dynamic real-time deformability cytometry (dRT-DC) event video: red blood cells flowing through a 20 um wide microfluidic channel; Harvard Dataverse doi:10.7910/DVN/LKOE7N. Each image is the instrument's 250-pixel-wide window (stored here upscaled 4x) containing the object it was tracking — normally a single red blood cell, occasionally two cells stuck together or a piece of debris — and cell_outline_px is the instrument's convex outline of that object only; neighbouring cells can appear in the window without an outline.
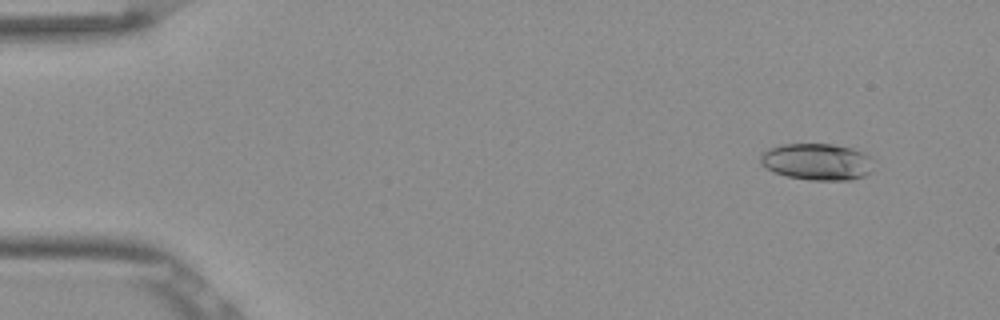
{"species": "Egyptian fruit bat (a non-hibernating species)", "species_latin": "Rousettus aegyptiacus", "temperature_condition": "room temperature", "stored_images_in_passage": 53, "camera_frame_rate_fps": 3000, "um_per_image_px": 0.085, "frame": {"image": 1, "passage_image": 5, "time_ms": 1.333, "image_size_px": [1000, 320], "cell_outline_px": [[868, 172], [864, 176], [852, 180], [812, 180], [788, 176], [776, 172], [760, 164], [760, 156], [768, 148], [784, 144], [832, 144], [852, 148], [864, 152], [868, 156]], "centroid_in_image_um": [69.39, 13.74], "position_along_channel_um": 15.6, "area_um2": 23.7}}
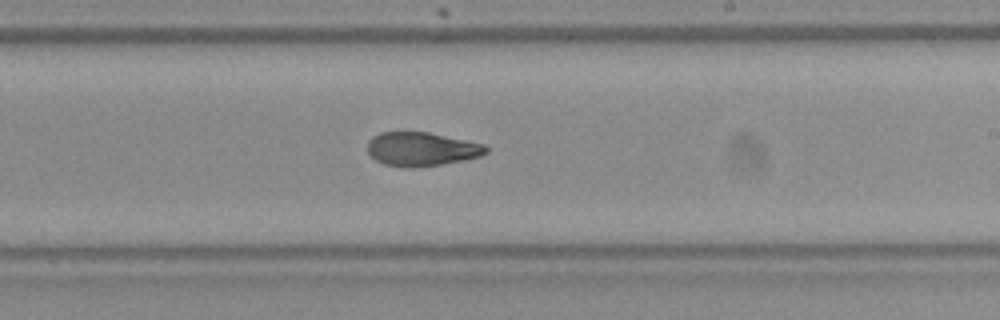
{"frame": {"image": 2, "passage_image": 32, "time_ms": 10.333, "image_size_px": [1000, 320], "cell_outline_px": [[488, 152], [480, 156], [464, 160], [440, 164], [412, 168], [404, 168], [384, 164], [376, 160], [368, 152], [368, 140], [372, 136], [380, 132], [428, 132], [484, 144], [488, 148]], "centroid_in_image_um": [35.81, 12.67], "position_along_channel_um": 253.2, "area_um2": 23.35}}
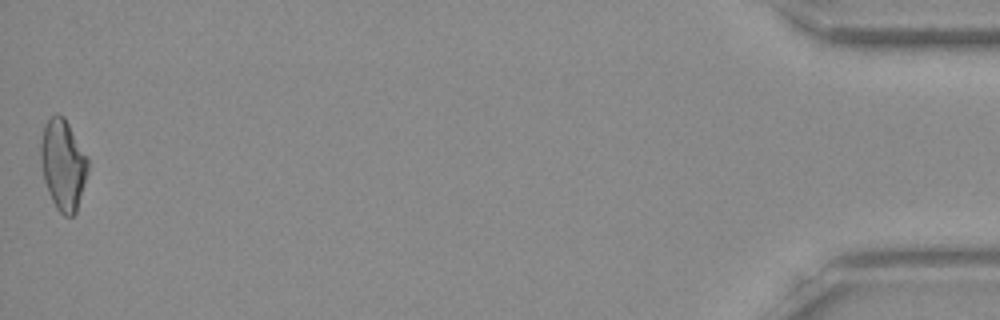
{"frame": {"image": 3, "passage_image": 53, "time_ms": 17.333, "image_size_px": [1000, 320], "cell_outline_px": [[88, 172], [76, 212], [72, 216], [64, 216], [56, 208], [48, 192], [44, 180], [40, 160], [40, 144], [44, 124], [56, 112], [64, 116], [88, 160]], "centroid_in_image_um": [5.34, 14.0], "position_along_channel_um": 429.9, "area_um2": 24.8}, "authors_computed_cell_mechanics": {"area_um2": 24.1604, "velocity_mm_per_s": 3.8659, "shape_relaxation_time_tau1_ms": null, "shape_relaxation_time_tau2_ms": 3.2309, "deformation_change_tau1": null, "deformation_change_tau2": 0.1022}}